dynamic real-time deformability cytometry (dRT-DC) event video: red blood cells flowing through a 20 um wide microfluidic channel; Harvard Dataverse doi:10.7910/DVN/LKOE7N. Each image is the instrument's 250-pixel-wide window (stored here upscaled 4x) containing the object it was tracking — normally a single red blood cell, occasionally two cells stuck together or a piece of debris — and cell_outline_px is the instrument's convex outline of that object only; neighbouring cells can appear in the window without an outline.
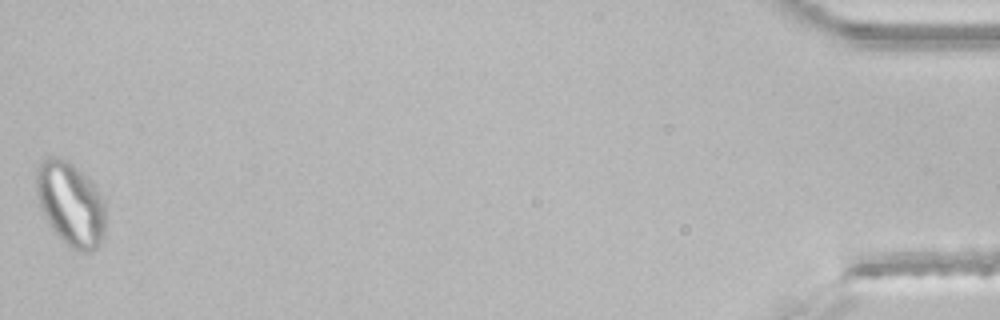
{"species": "common noctule bat (a hibernating species)", "species_latin": "Nyctalus noctula", "temperature_condition": "room temperature", "stored_images_in_passage": 41, "segment_of_instrument_passage": [2, 2], "camera_frame_rate_fps": 3000, "um_per_image_px": 0.085, "animal": {"sex": "male", "body_mass_g": 21.5, "forearm_length_mm": 52.0}, "frame": {"image": 1, "passage_image": 41, "time_ms": 13.333, "image_size_px": [1000, 320], "cell_outline_px": [[104, 236], [96, 248], [92, 252], [80, 252], [72, 248], [48, 224], [40, 208], [36, 192], [36, 168], [44, 156], [56, 156], [72, 164], [96, 184], [104, 200]], "centroid_in_image_um": [5.99, 17.3], "position_along_channel_um": 429.2, "area_um2": 34.04}}